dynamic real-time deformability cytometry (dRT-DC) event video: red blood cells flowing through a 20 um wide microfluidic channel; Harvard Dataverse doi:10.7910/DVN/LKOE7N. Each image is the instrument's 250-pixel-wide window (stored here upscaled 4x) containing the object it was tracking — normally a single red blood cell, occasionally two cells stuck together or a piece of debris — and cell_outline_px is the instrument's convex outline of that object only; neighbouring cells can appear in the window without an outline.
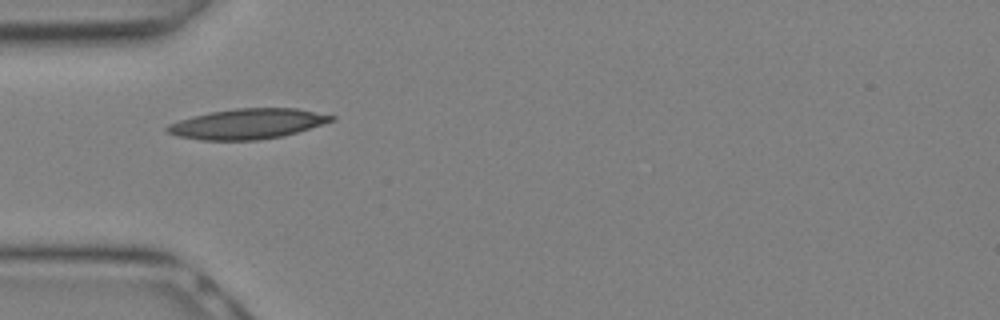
{"species": "Egyptian fruit bat (a non-hibernating species)", "species_latin": "Rousettus aegyptiacus", "temperature_condition": "warm", "stored_images_in_passage": 4, "camera_frame_rate_fps": 3000, "um_per_image_px": 0.085, "animal": {"sex": "female"}, "frame": {"image": 1, "passage_image": 1, "time_ms": 0.0, "image_size_px": [1000, 320], "cell_outline_px": [[336, 120], [324, 124], [296, 132], [280, 136], [260, 140], [200, 140], [176, 136], [168, 132], [164, 128], [168, 124], [180, 120], [212, 112], [236, 108], [296, 108], [336, 116]], "centroid_in_image_um": [21.05, 10.53], "position_along_channel_um": 63.9, "area_um2": 28.73}}
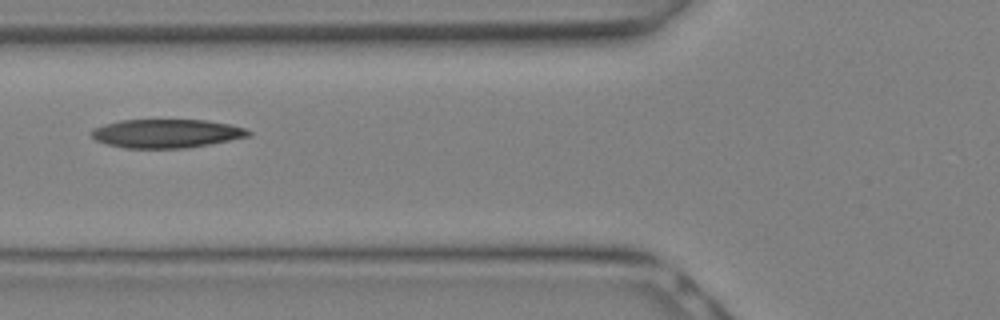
{"frame": {"image": 2, "passage_image": 3, "time_ms": 0.667, "image_size_px": [1000, 320], "cell_outline_px": [[252, 136], [188, 148], [124, 148], [108, 144], [96, 140], [92, 136], [92, 128], [104, 124], [120, 120], [204, 120], [228, 124], [244, 128], [252, 132]], "centroid_in_image_um": [14.16, 11.35], "position_along_channel_um": 111.6, "area_um2": 26.18}}